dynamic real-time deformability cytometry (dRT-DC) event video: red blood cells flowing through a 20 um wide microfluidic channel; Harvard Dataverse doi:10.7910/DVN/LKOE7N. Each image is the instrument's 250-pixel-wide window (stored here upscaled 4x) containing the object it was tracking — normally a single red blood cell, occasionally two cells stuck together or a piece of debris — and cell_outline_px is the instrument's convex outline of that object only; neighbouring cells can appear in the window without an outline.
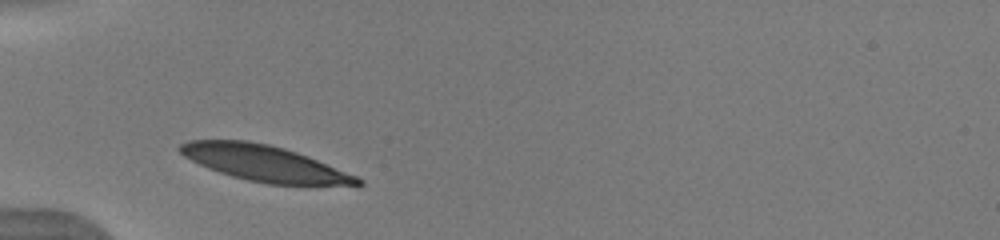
{"species": "human", "species_latin": "Homo sapiens", "temperature_condition": "warm", "stored_images_in_passage": 13, "camera_frame_rate_fps": 3000, "um_per_image_px": 0.085, "donor": {"sex": "male"}, "frame": {"image": 1, "passage_image": 1, "time_ms": 0.0, "image_size_px": [1000, 240], "cell_outline_px": [[364, 184], [360, 188], [268, 184], [248, 180], [232, 176], [208, 168], [184, 156], [176, 148], [180, 144], [188, 140], [248, 140], [268, 144], [284, 148], [308, 156], [356, 176], [364, 180]], "centroid_in_image_um": [22.62, 13.92], "position_along_channel_um": 62.4, "area_um2": 37.86}}
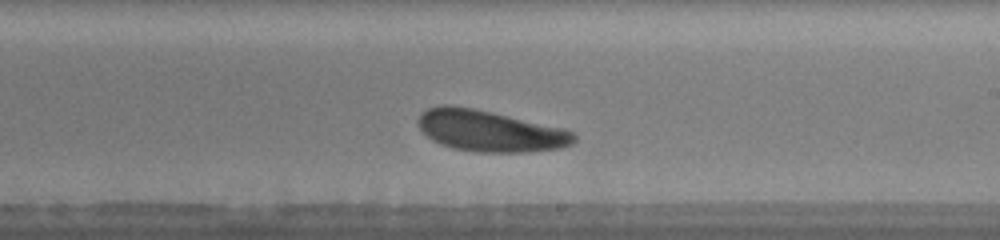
{"frame": {"image": 2, "passage_image": 11, "time_ms": 3.333, "image_size_px": [1000, 240], "cell_outline_px": [[576, 140], [572, 144], [560, 148], [528, 152], [476, 152], [452, 148], [440, 144], [432, 140], [420, 128], [416, 120], [420, 112], [428, 108], [440, 104], [448, 104], [472, 108], [492, 112], [564, 128], [572, 132], [576, 136]], "centroid_in_image_um": [41.61, 11.12], "position_along_channel_um": 247.4, "area_um2": 37.63}}